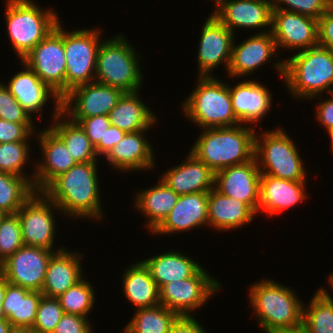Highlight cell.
I'll return each instance as SVG.
<instances>
[{"label": "cell", "mask_w": 333, "mask_h": 333, "mask_svg": "<svg viewBox=\"0 0 333 333\" xmlns=\"http://www.w3.org/2000/svg\"><path fill=\"white\" fill-rule=\"evenodd\" d=\"M211 1H214L215 3H214V5H215V9H214V11L212 12V14L216 11V10H218L227 0H211Z\"/></svg>", "instance_id": "obj_55"}, {"label": "cell", "mask_w": 333, "mask_h": 333, "mask_svg": "<svg viewBox=\"0 0 333 333\" xmlns=\"http://www.w3.org/2000/svg\"><path fill=\"white\" fill-rule=\"evenodd\" d=\"M146 131L148 130L126 133L104 156L109 166L126 173L154 168V150L144 135Z\"/></svg>", "instance_id": "obj_20"}, {"label": "cell", "mask_w": 333, "mask_h": 333, "mask_svg": "<svg viewBox=\"0 0 333 333\" xmlns=\"http://www.w3.org/2000/svg\"><path fill=\"white\" fill-rule=\"evenodd\" d=\"M258 215L248 204L221 194L216 188L208 192V226L229 231L250 224Z\"/></svg>", "instance_id": "obj_28"}, {"label": "cell", "mask_w": 333, "mask_h": 333, "mask_svg": "<svg viewBox=\"0 0 333 333\" xmlns=\"http://www.w3.org/2000/svg\"><path fill=\"white\" fill-rule=\"evenodd\" d=\"M160 179L178 195L209 192L215 188V172L191 152L184 163L169 168Z\"/></svg>", "instance_id": "obj_26"}, {"label": "cell", "mask_w": 333, "mask_h": 333, "mask_svg": "<svg viewBox=\"0 0 333 333\" xmlns=\"http://www.w3.org/2000/svg\"><path fill=\"white\" fill-rule=\"evenodd\" d=\"M211 276L201 267L192 277L163 285L159 289L160 304L178 316H191L219 292L221 283Z\"/></svg>", "instance_id": "obj_10"}, {"label": "cell", "mask_w": 333, "mask_h": 333, "mask_svg": "<svg viewBox=\"0 0 333 333\" xmlns=\"http://www.w3.org/2000/svg\"><path fill=\"white\" fill-rule=\"evenodd\" d=\"M249 288L253 315L264 333L302 328L303 302L294 290L266 278Z\"/></svg>", "instance_id": "obj_4"}, {"label": "cell", "mask_w": 333, "mask_h": 333, "mask_svg": "<svg viewBox=\"0 0 333 333\" xmlns=\"http://www.w3.org/2000/svg\"><path fill=\"white\" fill-rule=\"evenodd\" d=\"M328 277V283H329V285H330V289H332V291H333V273H331V274H329V276H327Z\"/></svg>", "instance_id": "obj_57"}, {"label": "cell", "mask_w": 333, "mask_h": 333, "mask_svg": "<svg viewBox=\"0 0 333 333\" xmlns=\"http://www.w3.org/2000/svg\"><path fill=\"white\" fill-rule=\"evenodd\" d=\"M318 46L333 53V9L329 8L318 19Z\"/></svg>", "instance_id": "obj_47"}, {"label": "cell", "mask_w": 333, "mask_h": 333, "mask_svg": "<svg viewBox=\"0 0 333 333\" xmlns=\"http://www.w3.org/2000/svg\"><path fill=\"white\" fill-rule=\"evenodd\" d=\"M63 314L58 298L43 295L37 309L34 330L37 333H52Z\"/></svg>", "instance_id": "obj_41"}, {"label": "cell", "mask_w": 333, "mask_h": 333, "mask_svg": "<svg viewBox=\"0 0 333 333\" xmlns=\"http://www.w3.org/2000/svg\"><path fill=\"white\" fill-rule=\"evenodd\" d=\"M0 119L13 123H34V119L17 102L3 82L0 83Z\"/></svg>", "instance_id": "obj_43"}, {"label": "cell", "mask_w": 333, "mask_h": 333, "mask_svg": "<svg viewBox=\"0 0 333 333\" xmlns=\"http://www.w3.org/2000/svg\"><path fill=\"white\" fill-rule=\"evenodd\" d=\"M21 64L23 70L13 75L9 79V84L6 83L5 86L31 118H33V114H37L41 118L43 108L50 101L48 98L54 99V105H61V98L47 84L43 83L24 62L21 61Z\"/></svg>", "instance_id": "obj_25"}, {"label": "cell", "mask_w": 333, "mask_h": 333, "mask_svg": "<svg viewBox=\"0 0 333 333\" xmlns=\"http://www.w3.org/2000/svg\"><path fill=\"white\" fill-rule=\"evenodd\" d=\"M43 294L8 283L2 303L6 319L12 326L33 327Z\"/></svg>", "instance_id": "obj_34"}, {"label": "cell", "mask_w": 333, "mask_h": 333, "mask_svg": "<svg viewBox=\"0 0 333 333\" xmlns=\"http://www.w3.org/2000/svg\"><path fill=\"white\" fill-rule=\"evenodd\" d=\"M52 114L53 124L48 127L63 141L72 158L77 163L98 160L95 146L80 125L61 112V105H55Z\"/></svg>", "instance_id": "obj_31"}, {"label": "cell", "mask_w": 333, "mask_h": 333, "mask_svg": "<svg viewBox=\"0 0 333 333\" xmlns=\"http://www.w3.org/2000/svg\"><path fill=\"white\" fill-rule=\"evenodd\" d=\"M234 33L210 13L202 26L198 45L199 77H212V70L221 63L228 71L234 42Z\"/></svg>", "instance_id": "obj_16"}, {"label": "cell", "mask_w": 333, "mask_h": 333, "mask_svg": "<svg viewBox=\"0 0 333 333\" xmlns=\"http://www.w3.org/2000/svg\"><path fill=\"white\" fill-rule=\"evenodd\" d=\"M7 287V280L2 276L0 278V304L3 303Z\"/></svg>", "instance_id": "obj_52"}, {"label": "cell", "mask_w": 333, "mask_h": 333, "mask_svg": "<svg viewBox=\"0 0 333 333\" xmlns=\"http://www.w3.org/2000/svg\"><path fill=\"white\" fill-rule=\"evenodd\" d=\"M229 92L234 115L241 125L260 124L272 107L270 89L256 80L248 79L235 86L229 84Z\"/></svg>", "instance_id": "obj_23"}, {"label": "cell", "mask_w": 333, "mask_h": 333, "mask_svg": "<svg viewBox=\"0 0 333 333\" xmlns=\"http://www.w3.org/2000/svg\"><path fill=\"white\" fill-rule=\"evenodd\" d=\"M328 99H324L316 106V118L325 129L333 128V93Z\"/></svg>", "instance_id": "obj_50"}, {"label": "cell", "mask_w": 333, "mask_h": 333, "mask_svg": "<svg viewBox=\"0 0 333 333\" xmlns=\"http://www.w3.org/2000/svg\"><path fill=\"white\" fill-rule=\"evenodd\" d=\"M126 132L119 129L116 126L110 125L104 134V142H99L95 146L97 156H104L110 151V149L117 144L125 136Z\"/></svg>", "instance_id": "obj_49"}, {"label": "cell", "mask_w": 333, "mask_h": 333, "mask_svg": "<svg viewBox=\"0 0 333 333\" xmlns=\"http://www.w3.org/2000/svg\"><path fill=\"white\" fill-rule=\"evenodd\" d=\"M54 252L24 245L0 264L2 276L10 284L41 292L47 266Z\"/></svg>", "instance_id": "obj_14"}, {"label": "cell", "mask_w": 333, "mask_h": 333, "mask_svg": "<svg viewBox=\"0 0 333 333\" xmlns=\"http://www.w3.org/2000/svg\"><path fill=\"white\" fill-rule=\"evenodd\" d=\"M140 92L124 93L117 105L109 112L108 117L112 126L129 132L151 129L157 117L151 108L139 97Z\"/></svg>", "instance_id": "obj_29"}, {"label": "cell", "mask_w": 333, "mask_h": 333, "mask_svg": "<svg viewBox=\"0 0 333 333\" xmlns=\"http://www.w3.org/2000/svg\"><path fill=\"white\" fill-rule=\"evenodd\" d=\"M10 333H37L33 327L29 326H12Z\"/></svg>", "instance_id": "obj_51"}, {"label": "cell", "mask_w": 333, "mask_h": 333, "mask_svg": "<svg viewBox=\"0 0 333 333\" xmlns=\"http://www.w3.org/2000/svg\"><path fill=\"white\" fill-rule=\"evenodd\" d=\"M306 184V181H290L261 174L258 213L270 217L298 206L308 196Z\"/></svg>", "instance_id": "obj_24"}, {"label": "cell", "mask_w": 333, "mask_h": 333, "mask_svg": "<svg viewBox=\"0 0 333 333\" xmlns=\"http://www.w3.org/2000/svg\"><path fill=\"white\" fill-rule=\"evenodd\" d=\"M208 224V192L179 195L176 205L152 232L156 236L187 232Z\"/></svg>", "instance_id": "obj_21"}, {"label": "cell", "mask_w": 333, "mask_h": 333, "mask_svg": "<svg viewBox=\"0 0 333 333\" xmlns=\"http://www.w3.org/2000/svg\"><path fill=\"white\" fill-rule=\"evenodd\" d=\"M295 53L273 64L293 98L311 100L319 98L325 91L330 94L333 88V53L321 46Z\"/></svg>", "instance_id": "obj_2"}, {"label": "cell", "mask_w": 333, "mask_h": 333, "mask_svg": "<svg viewBox=\"0 0 333 333\" xmlns=\"http://www.w3.org/2000/svg\"><path fill=\"white\" fill-rule=\"evenodd\" d=\"M318 20L299 13L272 10L271 33L277 50L297 52L318 46ZM298 49V50H297Z\"/></svg>", "instance_id": "obj_15"}, {"label": "cell", "mask_w": 333, "mask_h": 333, "mask_svg": "<svg viewBox=\"0 0 333 333\" xmlns=\"http://www.w3.org/2000/svg\"><path fill=\"white\" fill-rule=\"evenodd\" d=\"M35 124L13 123L0 119V143L28 141L35 135Z\"/></svg>", "instance_id": "obj_44"}, {"label": "cell", "mask_w": 333, "mask_h": 333, "mask_svg": "<svg viewBox=\"0 0 333 333\" xmlns=\"http://www.w3.org/2000/svg\"><path fill=\"white\" fill-rule=\"evenodd\" d=\"M186 99L182 104L183 114L201 130L240 124L234 115L229 84L217 77H199L195 89Z\"/></svg>", "instance_id": "obj_5"}, {"label": "cell", "mask_w": 333, "mask_h": 333, "mask_svg": "<svg viewBox=\"0 0 333 333\" xmlns=\"http://www.w3.org/2000/svg\"><path fill=\"white\" fill-rule=\"evenodd\" d=\"M24 246L17 213L5 214L0 222V264Z\"/></svg>", "instance_id": "obj_40"}, {"label": "cell", "mask_w": 333, "mask_h": 333, "mask_svg": "<svg viewBox=\"0 0 333 333\" xmlns=\"http://www.w3.org/2000/svg\"><path fill=\"white\" fill-rule=\"evenodd\" d=\"M272 5L273 9L299 13L318 20L330 8L331 0H272Z\"/></svg>", "instance_id": "obj_42"}, {"label": "cell", "mask_w": 333, "mask_h": 333, "mask_svg": "<svg viewBox=\"0 0 333 333\" xmlns=\"http://www.w3.org/2000/svg\"><path fill=\"white\" fill-rule=\"evenodd\" d=\"M63 29L66 58L65 94L73 88L95 80L97 51L101 44V31Z\"/></svg>", "instance_id": "obj_9"}, {"label": "cell", "mask_w": 333, "mask_h": 333, "mask_svg": "<svg viewBox=\"0 0 333 333\" xmlns=\"http://www.w3.org/2000/svg\"><path fill=\"white\" fill-rule=\"evenodd\" d=\"M152 188H146L136 194L134 207L146 219V227L153 232L176 205L179 195L168 187L160 178Z\"/></svg>", "instance_id": "obj_32"}, {"label": "cell", "mask_w": 333, "mask_h": 333, "mask_svg": "<svg viewBox=\"0 0 333 333\" xmlns=\"http://www.w3.org/2000/svg\"><path fill=\"white\" fill-rule=\"evenodd\" d=\"M35 192L26 177L0 172V210L5 214H15Z\"/></svg>", "instance_id": "obj_37"}, {"label": "cell", "mask_w": 333, "mask_h": 333, "mask_svg": "<svg viewBox=\"0 0 333 333\" xmlns=\"http://www.w3.org/2000/svg\"><path fill=\"white\" fill-rule=\"evenodd\" d=\"M47 266L41 293L47 297L57 298L82 277V254L70 252L65 247L55 249Z\"/></svg>", "instance_id": "obj_27"}, {"label": "cell", "mask_w": 333, "mask_h": 333, "mask_svg": "<svg viewBox=\"0 0 333 333\" xmlns=\"http://www.w3.org/2000/svg\"><path fill=\"white\" fill-rule=\"evenodd\" d=\"M2 277V268H1V265H0V278Z\"/></svg>", "instance_id": "obj_60"}, {"label": "cell", "mask_w": 333, "mask_h": 333, "mask_svg": "<svg viewBox=\"0 0 333 333\" xmlns=\"http://www.w3.org/2000/svg\"><path fill=\"white\" fill-rule=\"evenodd\" d=\"M272 10V0H227L213 14L235 34V28L271 30Z\"/></svg>", "instance_id": "obj_22"}, {"label": "cell", "mask_w": 333, "mask_h": 333, "mask_svg": "<svg viewBox=\"0 0 333 333\" xmlns=\"http://www.w3.org/2000/svg\"><path fill=\"white\" fill-rule=\"evenodd\" d=\"M329 137H330V143H331V150L333 152V128L326 130Z\"/></svg>", "instance_id": "obj_56"}, {"label": "cell", "mask_w": 333, "mask_h": 333, "mask_svg": "<svg viewBox=\"0 0 333 333\" xmlns=\"http://www.w3.org/2000/svg\"><path fill=\"white\" fill-rule=\"evenodd\" d=\"M270 31V29H264L237 45L234 40L227 71L228 77L235 79L236 77L250 76L255 73L256 69L258 70V67L261 68L270 59L272 60V57H280V54L276 53L280 50H277L276 42Z\"/></svg>", "instance_id": "obj_18"}, {"label": "cell", "mask_w": 333, "mask_h": 333, "mask_svg": "<svg viewBox=\"0 0 333 333\" xmlns=\"http://www.w3.org/2000/svg\"><path fill=\"white\" fill-rule=\"evenodd\" d=\"M177 314L163 305L139 308L123 329V333H169Z\"/></svg>", "instance_id": "obj_36"}, {"label": "cell", "mask_w": 333, "mask_h": 333, "mask_svg": "<svg viewBox=\"0 0 333 333\" xmlns=\"http://www.w3.org/2000/svg\"><path fill=\"white\" fill-rule=\"evenodd\" d=\"M261 172L255 157L215 173V188L226 196L248 204L257 214Z\"/></svg>", "instance_id": "obj_17"}, {"label": "cell", "mask_w": 333, "mask_h": 333, "mask_svg": "<svg viewBox=\"0 0 333 333\" xmlns=\"http://www.w3.org/2000/svg\"><path fill=\"white\" fill-rule=\"evenodd\" d=\"M272 333H307V332L303 328H299L295 330L275 331Z\"/></svg>", "instance_id": "obj_54"}, {"label": "cell", "mask_w": 333, "mask_h": 333, "mask_svg": "<svg viewBox=\"0 0 333 333\" xmlns=\"http://www.w3.org/2000/svg\"><path fill=\"white\" fill-rule=\"evenodd\" d=\"M169 333H207L194 316H177Z\"/></svg>", "instance_id": "obj_48"}, {"label": "cell", "mask_w": 333, "mask_h": 333, "mask_svg": "<svg viewBox=\"0 0 333 333\" xmlns=\"http://www.w3.org/2000/svg\"><path fill=\"white\" fill-rule=\"evenodd\" d=\"M11 323L7 319L0 320V333H10Z\"/></svg>", "instance_id": "obj_53"}, {"label": "cell", "mask_w": 333, "mask_h": 333, "mask_svg": "<svg viewBox=\"0 0 333 333\" xmlns=\"http://www.w3.org/2000/svg\"><path fill=\"white\" fill-rule=\"evenodd\" d=\"M21 61L62 98L65 95L66 58L61 21Z\"/></svg>", "instance_id": "obj_11"}, {"label": "cell", "mask_w": 333, "mask_h": 333, "mask_svg": "<svg viewBox=\"0 0 333 333\" xmlns=\"http://www.w3.org/2000/svg\"><path fill=\"white\" fill-rule=\"evenodd\" d=\"M122 276V288L132 306L151 308L160 305L159 289L149 269L142 261L126 267Z\"/></svg>", "instance_id": "obj_33"}, {"label": "cell", "mask_w": 333, "mask_h": 333, "mask_svg": "<svg viewBox=\"0 0 333 333\" xmlns=\"http://www.w3.org/2000/svg\"><path fill=\"white\" fill-rule=\"evenodd\" d=\"M70 120L80 125L94 146L99 142H104V134L111 125L107 115H97L89 118Z\"/></svg>", "instance_id": "obj_45"}, {"label": "cell", "mask_w": 333, "mask_h": 333, "mask_svg": "<svg viewBox=\"0 0 333 333\" xmlns=\"http://www.w3.org/2000/svg\"><path fill=\"white\" fill-rule=\"evenodd\" d=\"M134 46L121 34L101 42L97 51L96 82L122 90L124 93L139 92L142 72Z\"/></svg>", "instance_id": "obj_6"}, {"label": "cell", "mask_w": 333, "mask_h": 333, "mask_svg": "<svg viewBox=\"0 0 333 333\" xmlns=\"http://www.w3.org/2000/svg\"><path fill=\"white\" fill-rule=\"evenodd\" d=\"M173 249L142 260L158 289L163 285L192 277L201 266L191 257Z\"/></svg>", "instance_id": "obj_30"}, {"label": "cell", "mask_w": 333, "mask_h": 333, "mask_svg": "<svg viewBox=\"0 0 333 333\" xmlns=\"http://www.w3.org/2000/svg\"><path fill=\"white\" fill-rule=\"evenodd\" d=\"M330 8L333 9V0H331Z\"/></svg>", "instance_id": "obj_61"}, {"label": "cell", "mask_w": 333, "mask_h": 333, "mask_svg": "<svg viewBox=\"0 0 333 333\" xmlns=\"http://www.w3.org/2000/svg\"><path fill=\"white\" fill-rule=\"evenodd\" d=\"M29 141L0 143V172L26 177L32 184L34 176L28 175L23 166L30 160Z\"/></svg>", "instance_id": "obj_39"}, {"label": "cell", "mask_w": 333, "mask_h": 333, "mask_svg": "<svg viewBox=\"0 0 333 333\" xmlns=\"http://www.w3.org/2000/svg\"><path fill=\"white\" fill-rule=\"evenodd\" d=\"M255 135L256 131L251 125L205 128L189 152L216 173L224 168L252 160Z\"/></svg>", "instance_id": "obj_3"}, {"label": "cell", "mask_w": 333, "mask_h": 333, "mask_svg": "<svg viewBox=\"0 0 333 333\" xmlns=\"http://www.w3.org/2000/svg\"><path fill=\"white\" fill-rule=\"evenodd\" d=\"M2 319H6V316L3 311V306H2V304H0V320H2Z\"/></svg>", "instance_id": "obj_58"}, {"label": "cell", "mask_w": 333, "mask_h": 333, "mask_svg": "<svg viewBox=\"0 0 333 333\" xmlns=\"http://www.w3.org/2000/svg\"><path fill=\"white\" fill-rule=\"evenodd\" d=\"M42 152V161L33 163L35 167L33 186L35 191H42L53 179L68 171L77 162L72 158L63 141L50 129L46 128L35 134Z\"/></svg>", "instance_id": "obj_19"}, {"label": "cell", "mask_w": 333, "mask_h": 333, "mask_svg": "<svg viewBox=\"0 0 333 333\" xmlns=\"http://www.w3.org/2000/svg\"><path fill=\"white\" fill-rule=\"evenodd\" d=\"M255 135V151L261 174L290 181H306L307 174L297 147L285 130L276 128Z\"/></svg>", "instance_id": "obj_8"}, {"label": "cell", "mask_w": 333, "mask_h": 333, "mask_svg": "<svg viewBox=\"0 0 333 333\" xmlns=\"http://www.w3.org/2000/svg\"><path fill=\"white\" fill-rule=\"evenodd\" d=\"M5 216V213L3 211L0 210V222L2 220V218Z\"/></svg>", "instance_id": "obj_59"}, {"label": "cell", "mask_w": 333, "mask_h": 333, "mask_svg": "<svg viewBox=\"0 0 333 333\" xmlns=\"http://www.w3.org/2000/svg\"><path fill=\"white\" fill-rule=\"evenodd\" d=\"M124 92L96 81L77 86L61 98V112L69 119L107 115Z\"/></svg>", "instance_id": "obj_13"}, {"label": "cell", "mask_w": 333, "mask_h": 333, "mask_svg": "<svg viewBox=\"0 0 333 333\" xmlns=\"http://www.w3.org/2000/svg\"><path fill=\"white\" fill-rule=\"evenodd\" d=\"M97 161L76 163L53 179L42 192L70 218H103Z\"/></svg>", "instance_id": "obj_1"}, {"label": "cell", "mask_w": 333, "mask_h": 333, "mask_svg": "<svg viewBox=\"0 0 333 333\" xmlns=\"http://www.w3.org/2000/svg\"><path fill=\"white\" fill-rule=\"evenodd\" d=\"M54 209L61 213L58 206L42 191H36L16 212L25 246L54 250L57 228Z\"/></svg>", "instance_id": "obj_12"}, {"label": "cell", "mask_w": 333, "mask_h": 333, "mask_svg": "<svg viewBox=\"0 0 333 333\" xmlns=\"http://www.w3.org/2000/svg\"><path fill=\"white\" fill-rule=\"evenodd\" d=\"M83 277L57 298L64 313L87 317L95 306V290L89 281Z\"/></svg>", "instance_id": "obj_38"}, {"label": "cell", "mask_w": 333, "mask_h": 333, "mask_svg": "<svg viewBox=\"0 0 333 333\" xmlns=\"http://www.w3.org/2000/svg\"><path fill=\"white\" fill-rule=\"evenodd\" d=\"M307 304H303L302 328L307 333H333V297L327 289L318 288ZM309 305V306H308Z\"/></svg>", "instance_id": "obj_35"}, {"label": "cell", "mask_w": 333, "mask_h": 333, "mask_svg": "<svg viewBox=\"0 0 333 333\" xmlns=\"http://www.w3.org/2000/svg\"><path fill=\"white\" fill-rule=\"evenodd\" d=\"M88 317L64 313L52 333H93Z\"/></svg>", "instance_id": "obj_46"}, {"label": "cell", "mask_w": 333, "mask_h": 333, "mask_svg": "<svg viewBox=\"0 0 333 333\" xmlns=\"http://www.w3.org/2000/svg\"><path fill=\"white\" fill-rule=\"evenodd\" d=\"M5 4L8 38L21 61L55 28L59 17L33 0H7Z\"/></svg>", "instance_id": "obj_7"}]
</instances>
